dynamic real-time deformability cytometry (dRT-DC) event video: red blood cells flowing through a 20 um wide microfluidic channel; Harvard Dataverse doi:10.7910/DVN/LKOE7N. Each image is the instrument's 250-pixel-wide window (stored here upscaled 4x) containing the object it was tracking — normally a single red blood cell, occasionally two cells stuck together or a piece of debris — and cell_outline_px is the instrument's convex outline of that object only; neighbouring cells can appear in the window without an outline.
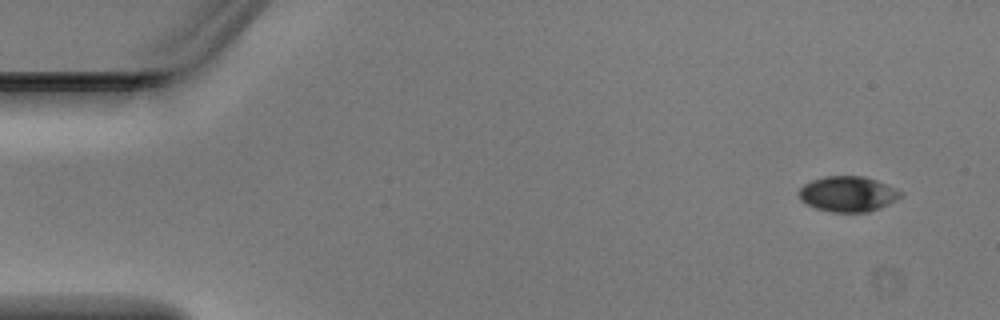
{"species": "Egyptian fruit bat (a non-hibernating species)", "species_latin": "Rousettus aegyptiacus", "temperature_condition": "warm", "stored_images_in_passage": 2, "camera_frame_rate_fps": 3000, "um_per_image_px": 0.085, "animal": {"sex": "male"}, "frame": {"image": 1, "passage_image": 2, "time_ms": 0.333, "image_size_px": [1000, 320], "cell_outline_px": [[904, 196], [880, 208], [868, 212], [832, 212], [816, 208], [800, 200], [800, 188], [804, 184], [812, 180], [824, 176], [864, 176], [876, 180], [896, 188], [904, 192]], "centroid_in_image_um": [72.11, 16.48], "position_along_channel_um": 12.9, "area_um2": 21.04}}